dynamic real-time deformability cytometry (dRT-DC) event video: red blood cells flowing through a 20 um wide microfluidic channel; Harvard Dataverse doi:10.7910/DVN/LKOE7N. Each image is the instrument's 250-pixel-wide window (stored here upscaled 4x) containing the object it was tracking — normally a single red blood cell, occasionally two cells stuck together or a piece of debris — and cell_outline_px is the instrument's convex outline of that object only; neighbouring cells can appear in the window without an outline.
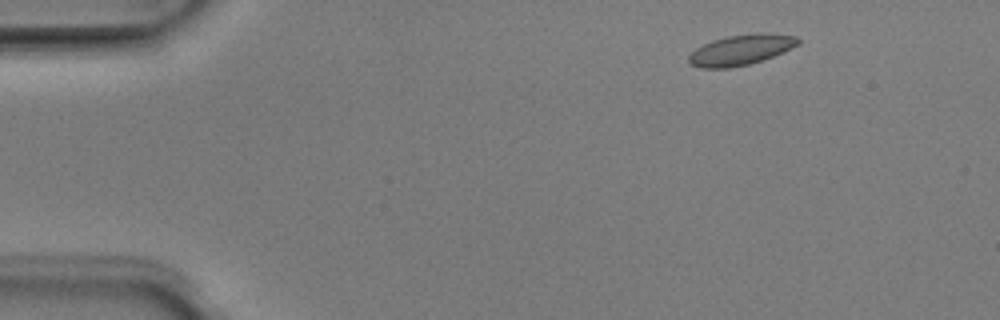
{"species": "Egyptian fruit bat (a non-hibernating species)", "species_latin": "Rousettus aegyptiacus", "temperature_condition": "room temperature", "stored_images_in_passage": 4, "camera_frame_rate_fps": 3000, "um_per_image_px": 0.085, "animal": {"sex": "male"}, "frame": {"image": 1, "passage_image": 2, "time_ms": 0.333, "image_size_px": [1000, 320], "cell_outline_px": [[800, 44], [772, 56], [748, 64], [728, 68], [700, 68], [692, 64], [688, 60], [688, 56], [696, 48], [712, 40], [728, 36], [756, 32], [760, 32], [796, 36], [800, 40]], "centroid_in_image_um": [62.97, 4.22], "position_along_channel_um": 22.0, "area_um2": 19.19}}